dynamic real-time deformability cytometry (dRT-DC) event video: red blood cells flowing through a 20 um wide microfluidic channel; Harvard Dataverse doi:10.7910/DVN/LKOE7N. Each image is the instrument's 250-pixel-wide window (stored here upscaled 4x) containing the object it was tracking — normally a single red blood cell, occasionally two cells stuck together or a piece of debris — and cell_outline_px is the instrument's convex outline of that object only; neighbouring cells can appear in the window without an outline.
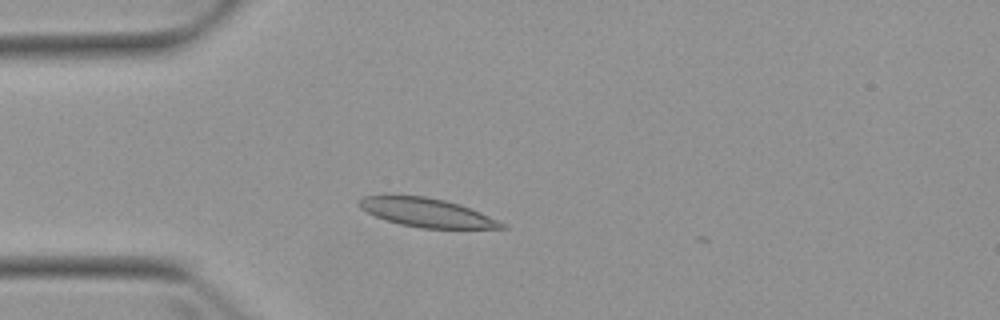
{"species": "Egyptian fruit bat (a non-hibernating species)", "species_latin": "Rousettus aegyptiacus", "temperature_condition": "warm", "stored_images_in_passage": 4, "camera_frame_rate_fps": 3000, "um_per_image_px": 0.085, "animal": {"sex": "female"}, "frame": {"image": 1, "passage_image": 2, "time_ms": 1.333, "image_size_px": [1000, 320], "cell_outline_px": [[508, 228], [420, 228], [400, 224], [376, 216], [360, 208], [356, 204], [364, 196], [424, 196], [444, 200], [460, 204], [500, 220]], "centroid_in_image_um": [36.3, 18.07], "position_along_channel_um": 48.7, "area_um2": 23.52}}